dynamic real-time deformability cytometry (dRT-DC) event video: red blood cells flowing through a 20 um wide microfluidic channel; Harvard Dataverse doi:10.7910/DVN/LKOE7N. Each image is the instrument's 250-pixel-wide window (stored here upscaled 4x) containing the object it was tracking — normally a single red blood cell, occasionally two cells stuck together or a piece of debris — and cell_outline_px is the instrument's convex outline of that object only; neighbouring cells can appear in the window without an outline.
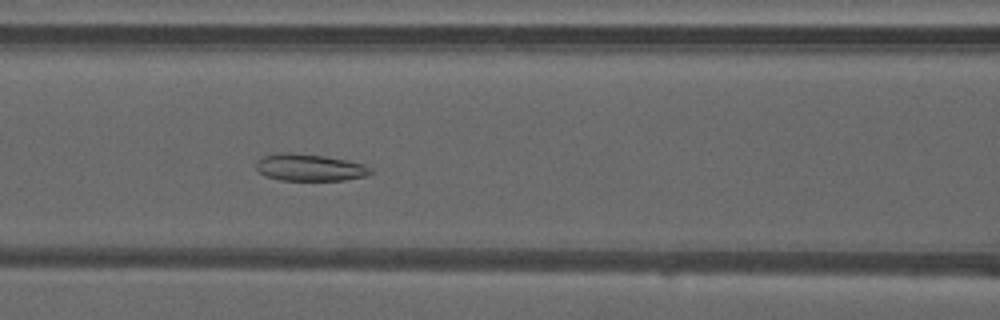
{"species": "common noctule bat (a hibernating species)", "species_latin": "Nyctalus noctula", "temperature_condition": "warm", "stored_images_in_passage": 45, "camera_frame_rate_fps": 3000, "um_per_image_px": 0.085, "animal": {"sex": "male", "forearm_length_mm": 52.5}, "frame": {"image": 1, "passage_image": 17, "time_ms": 5.333, "image_size_px": [1000, 320], "cell_outline_px": [[372, 172], [364, 176], [344, 180], [280, 180], [264, 176], [256, 168], [256, 160], [264, 156], [280, 152], [288, 152], [324, 156], [348, 160], [364, 164], [372, 168]], "centroid_in_image_um": [26.3, 14.23], "position_along_channel_um": 140.3, "area_um2": 18.03}}
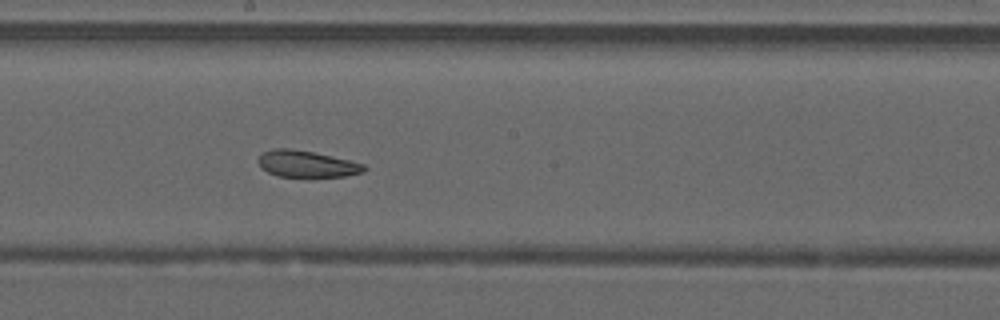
{"frame": {"image": 2, "passage_image": 23, "time_ms": 7.333, "image_size_px": [1000, 320], "cell_outline_px": [[368, 168], [364, 172], [344, 176], [276, 176], [260, 168], [256, 160], [264, 152], [276, 148], [288, 148], [312, 152], [332, 156], [364, 164]], "centroid_in_image_um": [26.05, 13.93], "position_along_channel_um": 222.2, "area_um2": 16.24}}
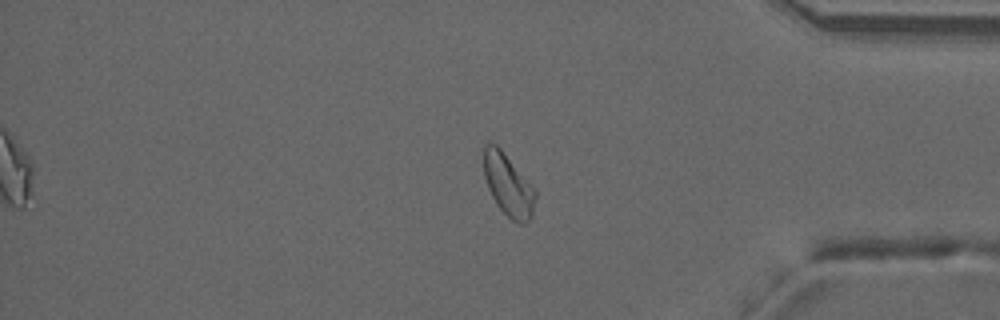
{"frame": {"image": 3, "passage_image": 37, "time_ms": 12.0, "image_size_px": [1000, 320], "cell_outline_px": [[536, 196], [532, 216], [524, 224], [520, 224], [512, 220], [496, 204], [488, 188], [484, 176], [484, 144], [496, 144], [500, 148], [536, 192]], "centroid_in_image_um": [43.18, 15.76], "position_along_channel_um": 392.0, "area_um2": 18.15}, "authors_computed_cell_mechanics": {"area_um2": 18.7272, "velocity_mm_per_s": 4.1045, "shape_relaxation_time_tau1_ms": null, "shape_relaxation_time_tau2_ms": 3.4504, "deformation_change_tau1": null, "deformation_change_tau2": 0.1014}}